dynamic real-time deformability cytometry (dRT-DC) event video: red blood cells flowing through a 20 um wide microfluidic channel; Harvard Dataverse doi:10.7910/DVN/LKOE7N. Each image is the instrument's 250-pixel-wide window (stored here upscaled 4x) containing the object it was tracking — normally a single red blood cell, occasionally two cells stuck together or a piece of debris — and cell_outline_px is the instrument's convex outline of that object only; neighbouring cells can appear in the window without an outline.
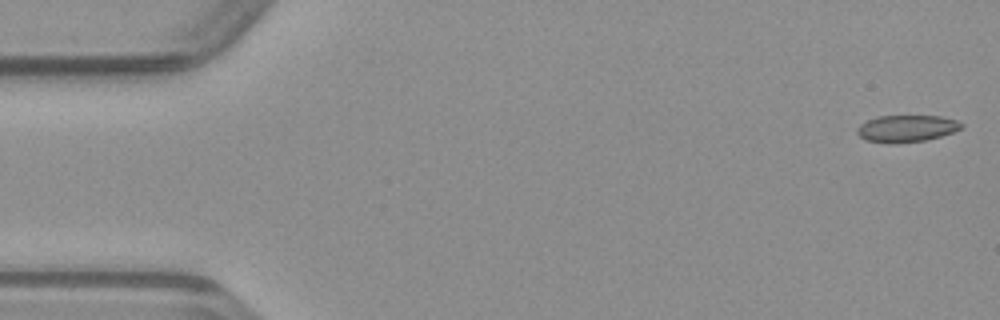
{"species": "common noctule bat (a hibernating species)", "species_latin": "Nyctalus noctula", "temperature_condition": "warm", "stored_images_in_passage": 49, "camera_frame_rate_fps": 3000, "um_per_image_px": 0.085, "animal": {"sex": "male", "body_mass_g": 23.1, "forearm_length_mm": 52.7}, "frame": {"image": 1, "passage_image": 1, "time_ms": 0.0, "image_size_px": [1000, 320], "cell_outline_px": [[964, 128], [940, 136], [924, 140], [868, 140], [860, 136], [856, 132], [856, 128], [860, 124], [876, 116], [940, 116], [956, 120], [964, 124]], "centroid_in_image_um": [77.11, 10.86], "position_along_channel_um": 7.9, "area_um2": 15.49}}
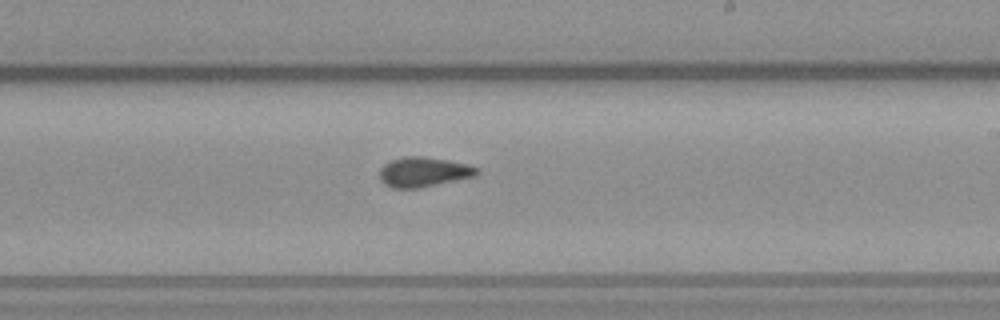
{"frame": {"image": 2, "passage_image": 28, "time_ms": 9.0, "image_size_px": [1000, 320], "cell_outline_px": [[480, 172], [476, 176], [416, 188], [392, 188], [384, 184], [380, 180], [380, 168], [384, 164], [392, 160], [404, 156], [424, 156], [448, 160], [468, 164], [480, 168]], "centroid_in_image_um": [36.02, 14.61], "position_along_channel_um": 253.0, "area_um2": 16.94}}
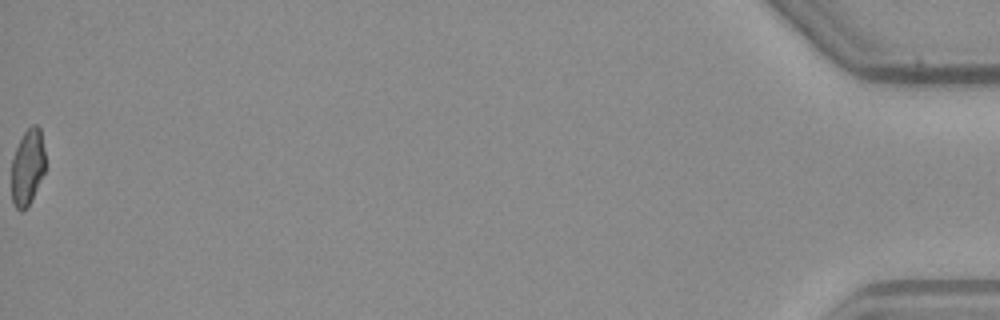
{"frame": {"image": 3, "passage_image": 49, "time_ms": 16.0, "image_size_px": [1000, 320], "cell_outline_px": [[44, 172], [32, 200], [28, 208], [24, 212], [20, 212], [16, 208], [12, 200], [12, 160], [16, 148], [24, 132], [32, 124], [36, 124], [40, 128], [44, 152]], "centroid_in_image_um": [2.33, 14.25], "position_along_channel_um": 432.9, "area_um2": 14.97}}